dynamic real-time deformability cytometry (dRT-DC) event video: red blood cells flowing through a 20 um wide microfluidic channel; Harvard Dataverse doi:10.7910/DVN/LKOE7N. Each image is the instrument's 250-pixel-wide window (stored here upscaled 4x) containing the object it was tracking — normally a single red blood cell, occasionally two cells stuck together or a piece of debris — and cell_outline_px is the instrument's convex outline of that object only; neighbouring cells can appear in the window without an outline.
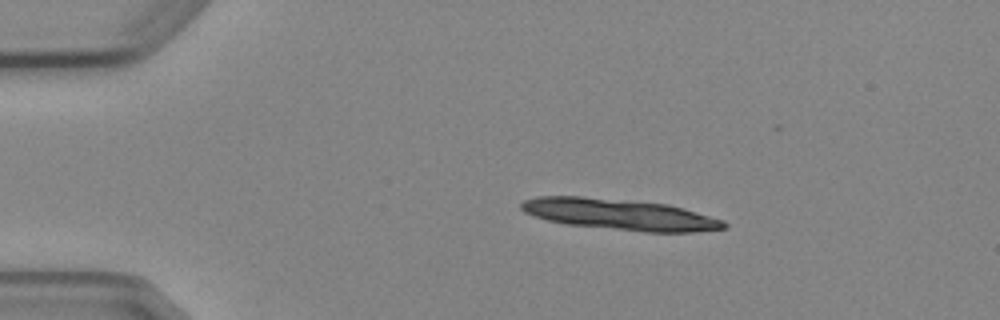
{"species": "Egyptian fruit bat (a non-hibernating species)", "species_latin": "Rousettus aegyptiacus", "temperature_condition": "cold", "stored_images_in_passage": 6, "camera_frame_rate_fps": 3000, "um_per_image_px": 0.085, "animal": {"sex": "female"}, "frame": {"image": 1, "passage_image": 1, "time_ms": 0.0, "image_size_px": [1000, 320], "cell_outline_px": [[728, 228], [696, 232], [644, 232], [568, 224], [548, 220], [524, 212], [520, 208], [520, 204], [524, 200], [536, 196], [580, 196], [668, 204], [684, 208], [724, 220], [728, 224]], "centroid_in_image_um": [52.72, 18.23], "position_along_channel_um": 32.3, "area_um2": 36.59}}
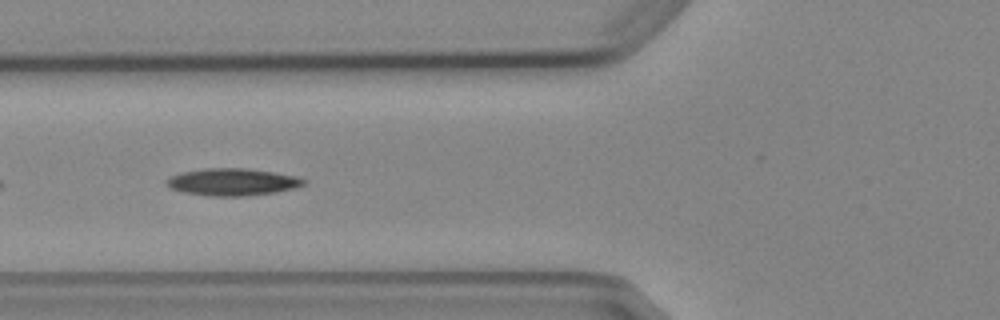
{"frame": {"image": 2, "passage_image": 4, "time_ms": 3.667, "image_size_px": [1000, 320], "cell_outline_px": [[304, 184], [292, 188], [276, 192], [240, 196], [212, 196], [184, 192], [172, 188], [168, 184], [168, 180], [172, 176], [180, 172], [204, 168], [244, 168], [272, 172], [292, 176], [304, 180]], "centroid_in_image_um": [19.72, 15.46], "position_along_channel_um": 106.1, "area_um2": 21.1}}
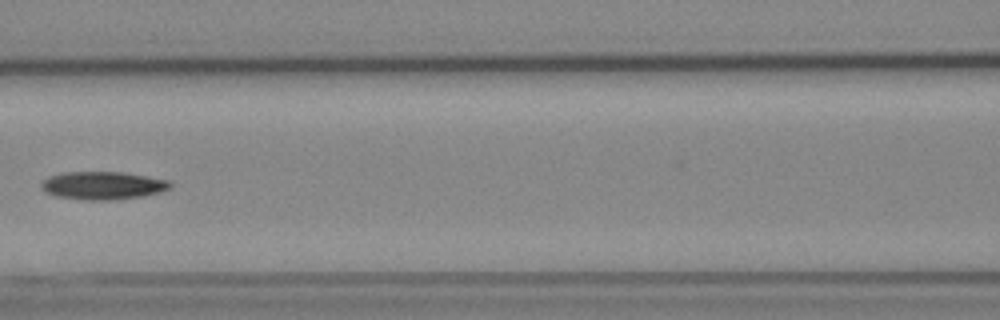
{"frame": {"image": 3, "passage_image": 5, "time_ms": 5.0, "image_size_px": [1000, 320], "cell_outline_px": [[172, 188], [160, 192], [144, 196], [108, 200], [84, 200], [56, 196], [44, 192], [40, 188], [40, 184], [48, 176], [64, 172], [124, 172], [168, 180], [172, 184]], "centroid_in_image_um": [8.72, 15.77], "position_along_channel_um": 157.9, "area_um2": 21.15}}